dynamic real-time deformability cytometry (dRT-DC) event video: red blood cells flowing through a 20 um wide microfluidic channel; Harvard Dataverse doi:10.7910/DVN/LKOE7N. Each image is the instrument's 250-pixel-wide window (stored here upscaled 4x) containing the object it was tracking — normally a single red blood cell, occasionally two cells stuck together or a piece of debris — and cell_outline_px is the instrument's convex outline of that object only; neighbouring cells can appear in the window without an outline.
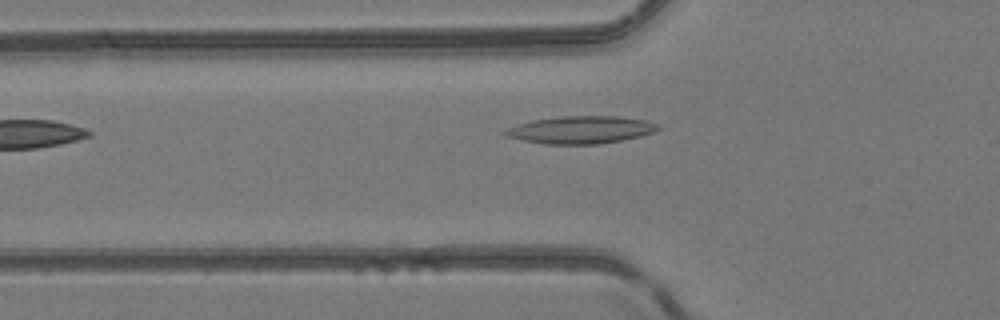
{"species": "common noctule bat (a hibernating species)", "species_latin": "Nyctalus noctula", "temperature_condition": "room temperature", "stored_images_in_passage": 2, "camera_frame_rate_fps": 3000, "um_per_image_px": 0.085, "animal": {"sex": "female", "body_mass_g": 24.6, "forearm_length_mm": 56.2}, "frame": {"image": 1, "passage_image": 2, "time_ms": 1.333, "image_size_px": [1000, 320], "cell_outline_px": [[660, 128], [656, 132], [640, 136], [620, 140], [596, 144], [544, 144], [524, 140], [508, 136], [500, 132], [516, 124], [532, 120], [560, 116], [616, 116], [644, 120], [660, 124]], "centroid_in_image_um": [49.37, 11.02], "position_along_channel_um": 76.4, "area_um2": 24.45}}